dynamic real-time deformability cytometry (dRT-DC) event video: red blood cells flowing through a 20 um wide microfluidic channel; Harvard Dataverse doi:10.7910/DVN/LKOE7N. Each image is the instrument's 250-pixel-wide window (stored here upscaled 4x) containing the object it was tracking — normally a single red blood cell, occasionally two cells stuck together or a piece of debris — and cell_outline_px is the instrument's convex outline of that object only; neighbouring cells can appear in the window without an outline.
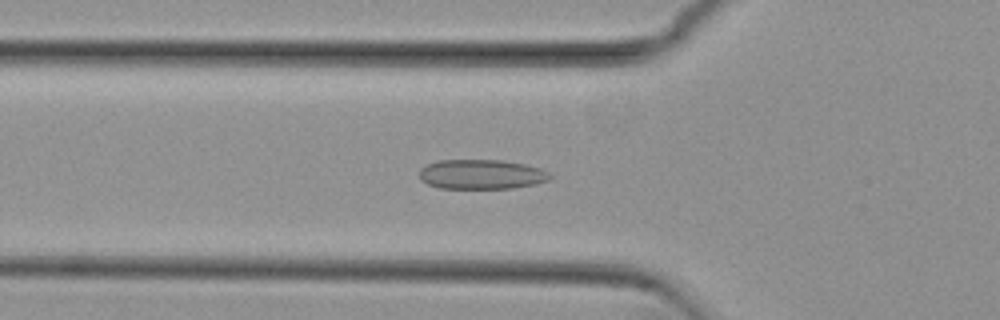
{"species": "common noctule bat (a hibernating species)", "species_latin": "Nyctalus noctula", "temperature_condition": "cold", "stored_images_in_passage": 53, "camera_frame_rate_fps": 3000, "um_per_image_px": 0.085, "animal": {"sex": "female", "body_mass_g": 29.2, "forearm_length_mm": 56.3}, "frame": {"image": 1, "passage_image": 18, "time_ms": 5.667, "image_size_px": [1000, 320], "cell_outline_px": [[552, 176], [548, 180], [536, 184], [512, 188], [440, 188], [428, 184], [420, 180], [420, 168], [428, 164], [440, 160], [500, 160], [524, 164], [540, 168], [548, 172]], "centroid_in_image_um": [40.92, 14.82], "position_along_channel_um": 84.9, "area_um2": 22.48}}
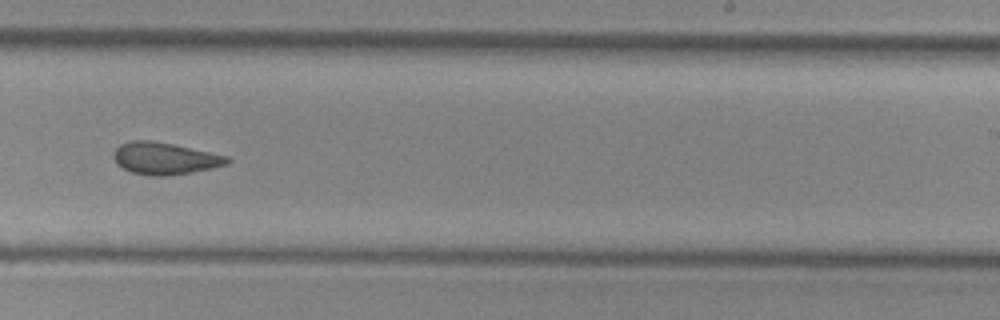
{"frame": {"image": 2, "passage_image": 33, "time_ms": 10.667, "image_size_px": [1000, 320], "cell_outline_px": [[232, 160], [228, 164], [212, 168], [192, 172], [164, 176], [152, 176], [132, 172], [116, 164], [112, 156], [112, 152], [120, 144], [128, 140], [148, 140], [172, 144], [228, 156]], "centroid_in_image_um": [13.98, 13.46], "position_along_channel_um": 275.0, "area_um2": 21.21}}
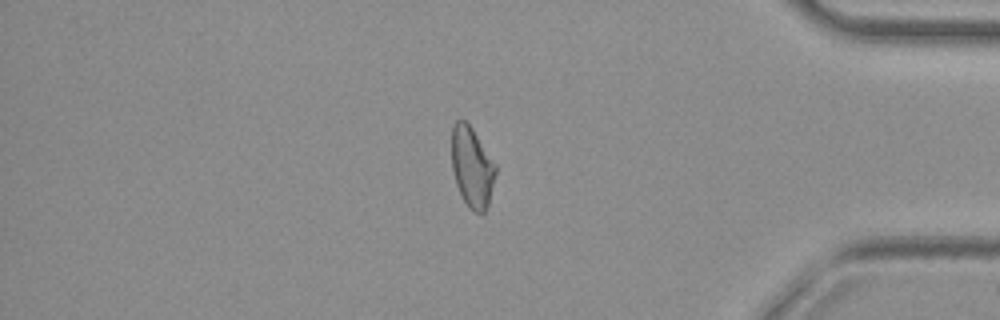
{"frame": {"image": 3, "passage_image": 45, "time_ms": 14.667, "image_size_px": [1000, 320], "cell_outline_px": [[496, 172], [488, 204], [484, 212], [476, 212], [468, 208], [456, 184], [452, 168], [452, 128], [456, 120], [464, 120], [472, 128], [496, 164]], "centroid_in_image_um": [40.12, 14.19], "position_along_channel_um": 395.1, "area_um2": 20.35}, "authors_computed_cell_mechanics": {"area_um2": 21.5016, "velocity_mm_per_s": 3.7941, "shape_relaxation_time_tau1_ms": null, "shape_relaxation_time_tau2_ms": 2.5658, "deformation_change_tau1": null, "deformation_change_tau2": 0.1019}}